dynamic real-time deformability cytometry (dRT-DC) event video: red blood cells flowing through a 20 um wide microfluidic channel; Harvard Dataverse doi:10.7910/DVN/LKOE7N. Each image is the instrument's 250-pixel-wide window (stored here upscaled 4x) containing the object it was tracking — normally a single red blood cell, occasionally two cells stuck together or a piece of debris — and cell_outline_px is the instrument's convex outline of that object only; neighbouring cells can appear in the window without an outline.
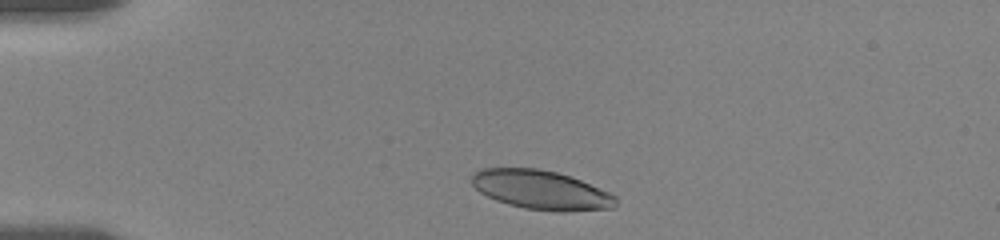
{"species": "human", "species_latin": "Homo sapiens", "temperature_condition": "room temperature", "stored_images_in_passage": 12, "camera_frame_rate_fps": 3000, "um_per_image_px": 0.085, "donor": {"sex": "female"}, "frame": {"image": 1, "passage_image": 5, "time_ms": 1.0, "image_size_px": [1000, 240], "cell_outline_px": [[616, 208], [564, 212], [556, 212], [524, 208], [508, 204], [496, 200], [480, 192], [472, 184], [472, 176], [480, 168], [536, 168], [556, 172], [580, 180], [608, 192], [616, 196]], "centroid_in_image_um": [46.0, 16.16], "position_along_channel_um": 39.0, "area_um2": 32.71}}
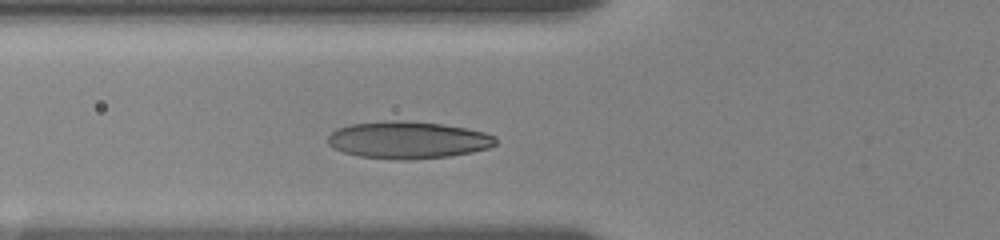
{"frame": {"image": 2, "passage_image": 10, "time_ms": 3.667, "image_size_px": [1000, 240], "cell_outline_px": [[496, 144], [488, 148], [472, 152], [452, 156], [404, 160], [396, 160], [360, 156], [344, 152], [332, 148], [328, 144], [328, 136], [336, 128], [352, 124], [384, 120], [400, 120], [440, 124], [464, 128], [484, 132], [496, 136]], "centroid_in_image_um": [34.66, 11.9], "position_along_channel_um": 91.1, "area_um2": 36.41}}
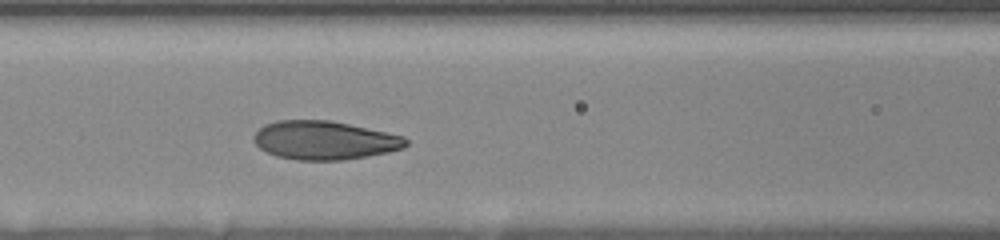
{"frame": {"image": 3, "passage_image": 12, "time_ms": 5.0, "image_size_px": [1000, 240], "cell_outline_px": [[408, 144], [404, 148], [388, 152], [368, 156], [344, 160], [296, 160], [276, 156], [260, 148], [252, 140], [252, 136], [264, 124], [276, 120], [332, 120], [388, 132], [404, 136], [408, 140]], "centroid_in_image_um": [27.59, 11.92], "position_along_channel_um": 139.0, "area_um2": 34.56}}